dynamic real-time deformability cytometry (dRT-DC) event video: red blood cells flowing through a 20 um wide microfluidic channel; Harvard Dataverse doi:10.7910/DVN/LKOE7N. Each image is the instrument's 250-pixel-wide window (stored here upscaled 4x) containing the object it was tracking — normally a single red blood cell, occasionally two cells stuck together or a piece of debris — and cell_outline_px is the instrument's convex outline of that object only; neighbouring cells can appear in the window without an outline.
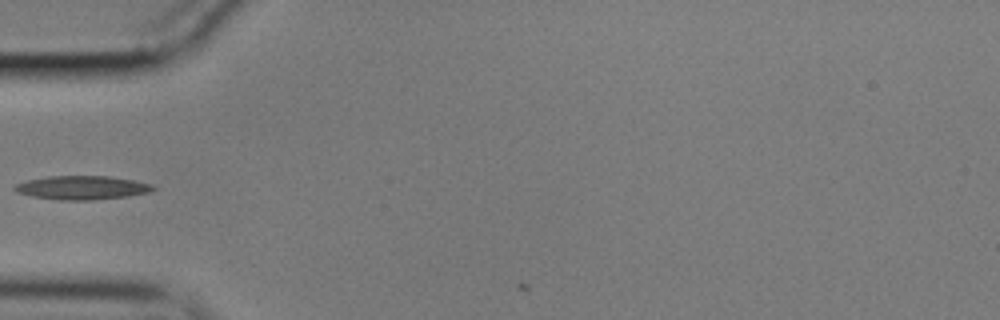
{"species": "common noctule bat (a hibernating species)", "species_latin": "Nyctalus noctula", "temperature_condition": "cold", "stored_images_in_passage": 2, "camera_frame_rate_fps": 3000, "um_per_image_px": 0.085, "animal": {"sex": "male", "body_mass_g": 17.9}, "frame": {"image": 1, "passage_image": 1, "time_ms": 0.0, "image_size_px": [1000, 320], "cell_outline_px": [[156, 188], [148, 192], [128, 196], [92, 200], [60, 200], [32, 196], [16, 192], [12, 188], [16, 184], [24, 180], [48, 176], [108, 176], [132, 180], [152, 184]], "centroid_in_image_um": [6.92, 15.95], "position_along_channel_um": 78.1, "area_um2": 19.13}}